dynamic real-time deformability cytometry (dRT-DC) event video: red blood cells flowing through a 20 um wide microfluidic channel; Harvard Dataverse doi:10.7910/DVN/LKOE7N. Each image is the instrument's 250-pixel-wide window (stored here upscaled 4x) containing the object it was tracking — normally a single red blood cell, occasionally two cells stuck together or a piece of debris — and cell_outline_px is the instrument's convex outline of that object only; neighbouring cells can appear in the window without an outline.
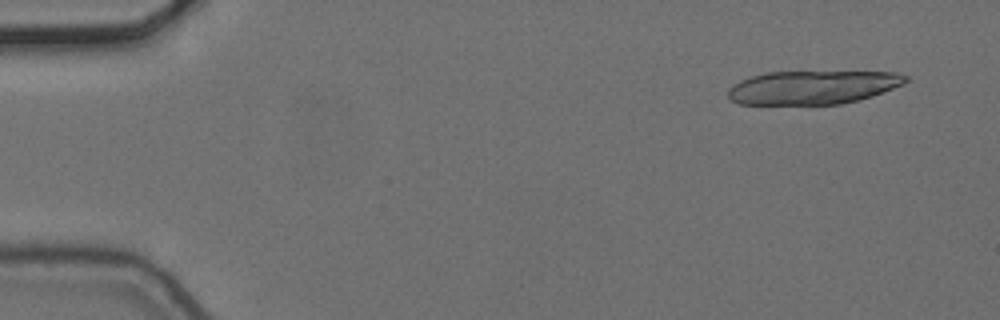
{"species": "common noctule bat (a hibernating species)", "species_latin": "Nyctalus noctula", "temperature_condition": "cold", "stored_images_in_passage": 5, "camera_frame_rate_fps": 3000, "um_per_image_px": 0.085, "animal": {"sex": "female", "body_mass_g": 24.6, "forearm_length_mm": 56.2}, "frame": {"image": 1, "passage_image": 1, "time_ms": 0.0, "image_size_px": [1000, 320], "cell_outline_px": [[908, 80], [904, 84], [872, 96], [860, 100], [840, 104], [740, 104], [732, 100], [728, 96], [728, 88], [732, 84], [740, 80], [752, 76], [768, 72], [896, 72], [908, 76]], "centroid_in_image_um": [69.09, 7.42], "position_along_channel_um": 15.9, "area_um2": 34.74}}